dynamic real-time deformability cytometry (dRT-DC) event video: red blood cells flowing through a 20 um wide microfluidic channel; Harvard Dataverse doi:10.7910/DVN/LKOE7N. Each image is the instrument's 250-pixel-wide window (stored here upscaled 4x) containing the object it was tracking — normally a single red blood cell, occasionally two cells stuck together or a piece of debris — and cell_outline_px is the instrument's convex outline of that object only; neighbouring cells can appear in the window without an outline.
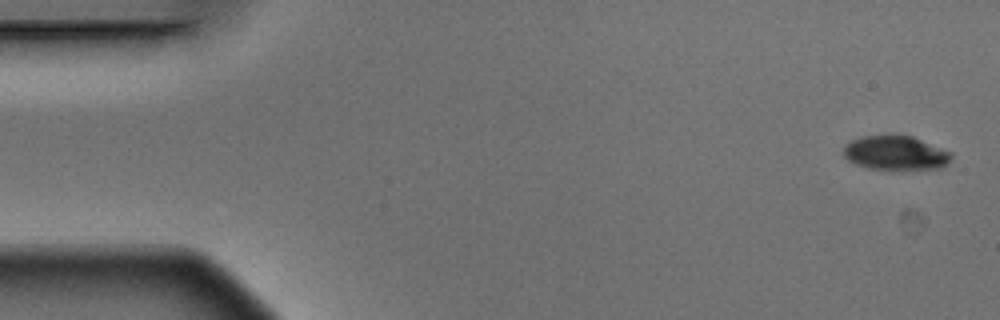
{"species": "Egyptian fruit bat (a non-hibernating species)", "species_latin": "Rousettus aegyptiacus", "temperature_condition": "warm", "stored_images_in_passage": 5, "camera_frame_rate_fps": 3000, "um_per_image_px": 0.085, "animal": {"sex": "male"}, "frame": {"image": 1, "passage_image": 1, "time_ms": 0.0, "image_size_px": [1000, 320], "cell_outline_px": [[952, 160], [944, 168], [892, 172], [888, 172], [868, 168], [856, 164], [848, 160], [844, 156], [844, 144], [852, 140], [864, 136], [912, 136], [952, 152]], "centroid_in_image_um": [76.18, 13.07], "position_along_channel_um": 8.8, "area_um2": 22.25}}
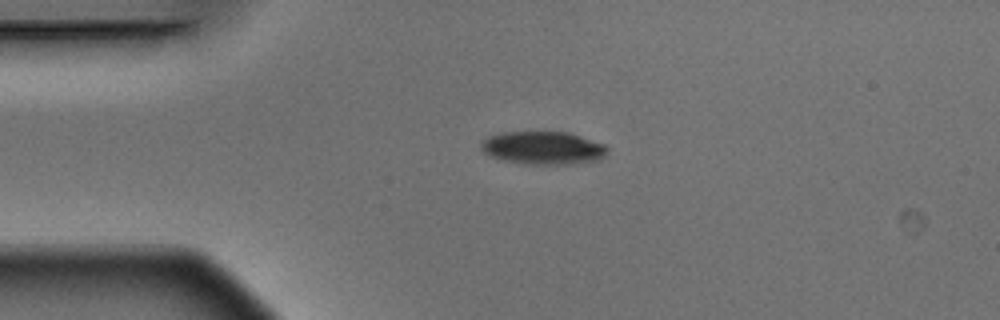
{"frame": {"image": 2, "passage_image": 4, "time_ms": 1.0, "image_size_px": [1000, 320], "cell_outline_px": [[608, 152], [600, 160], [572, 164], [524, 164], [504, 160], [492, 156], [484, 152], [480, 148], [480, 144], [488, 136], [500, 132], [568, 132], [604, 144], [608, 148]], "centroid_in_image_um": [46.18, 12.57], "position_along_channel_um": 38.8, "area_um2": 24.33}}